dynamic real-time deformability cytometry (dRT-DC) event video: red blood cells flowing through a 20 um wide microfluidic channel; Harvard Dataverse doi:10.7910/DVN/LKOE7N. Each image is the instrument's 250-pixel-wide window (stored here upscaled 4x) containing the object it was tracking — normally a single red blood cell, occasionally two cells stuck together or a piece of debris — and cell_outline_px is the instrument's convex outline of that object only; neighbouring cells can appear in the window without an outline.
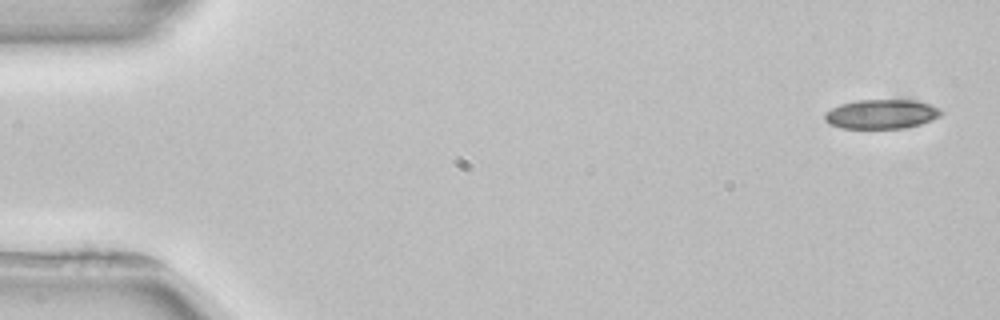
{"species": "common noctule bat (a hibernating species)", "species_latin": "Nyctalus noctula", "temperature_condition": "room temperature", "stored_images_in_passage": 5, "camera_frame_rate_fps": 3000, "um_per_image_px": 0.085, "animal": {"sex": "female", "body_mass_g": 22.7, "forearm_length_mm": 54.2}, "frame": {"image": 1, "passage_image": 1, "time_ms": 0.0, "image_size_px": [1000, 320], "cell_outline_px": [[944, 112], [940, 116], [920, 124], [904, 128], [840, 128], [828, 124], [824, 120], [824, 112], [840, 104], [856, 100], [904, 96], [908, 96], [940, 108]], "centroid_in_image_um": [74.96, 9.63], "position_along_channel_um": 10.0, "area_um2": 21.04}}
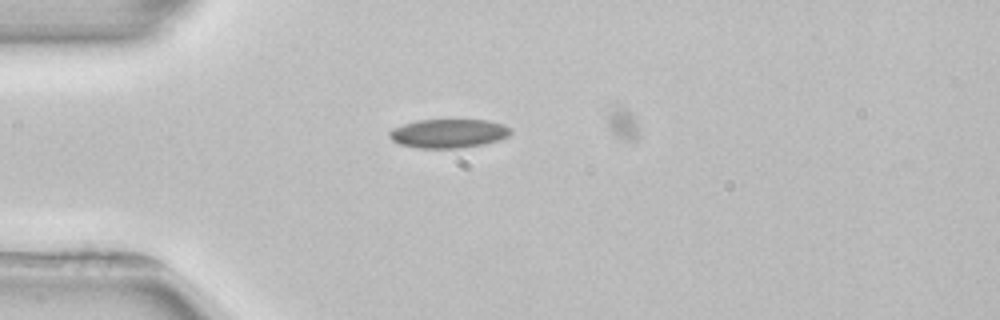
{"frame": {"image": 2, "passage_image": 4, "time_ms": 4.0, "image_size_px": [1000, 320], "cell_outline_px": [[512, 132], [508, 136], [500, 140], [484, 144], [460, 148], [420, 148], [400, 144], [392, 140], [388, 136], [388, 132], [392, 128], [416, 120], [488, 120], [512, 128]], "centroid_in_image_um": [38.12, 11.34], "position_along_channel_um": 46.9, "area_um2": 20.46}}